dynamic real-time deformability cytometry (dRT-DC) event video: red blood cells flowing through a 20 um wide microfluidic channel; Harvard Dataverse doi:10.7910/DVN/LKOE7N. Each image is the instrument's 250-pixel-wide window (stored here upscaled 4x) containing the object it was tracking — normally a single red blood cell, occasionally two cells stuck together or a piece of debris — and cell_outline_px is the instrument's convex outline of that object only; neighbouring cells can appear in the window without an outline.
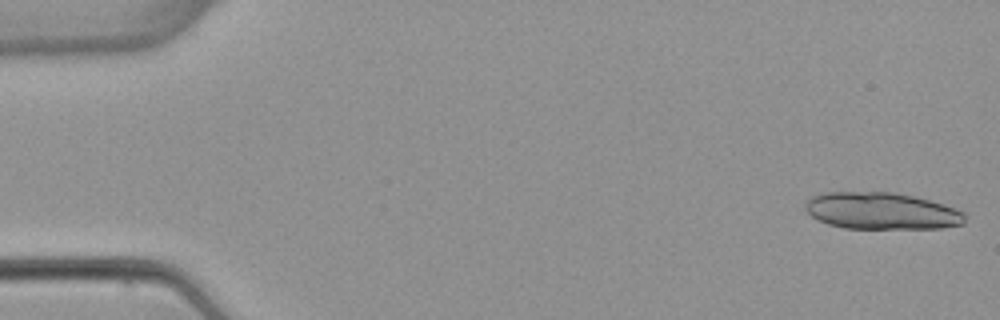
{"species": "common noctule bat (a hibernating species)", "species_latin": "Nyctalus noctula", "temperature_condition": "warm", "stored_images_in_passage": 5, "camera_frame_rate_fps": 3000, "um_per_image_px": 0.085, "animal": {"sex": "female", "body_mass_g": 22.7, "forearm_length_mm": 54.2}, "frame": {"image": 1, "passage_image": 1, "time_ms": 0.0, "image_size_px": [1000, 320], "cell_outline_px": [[964, 224], [944, 228], [844, 228], [828, 224], [812, 216], [804, 208], [804, 200], [812, 196], [824, 192], [892, 192], [912, 196], [944, 204], [964, 212]], "centroid_in_image_um": [74.9, 17.93], "position_along_channel_um": 10.1, "area_um2": 34.28}}
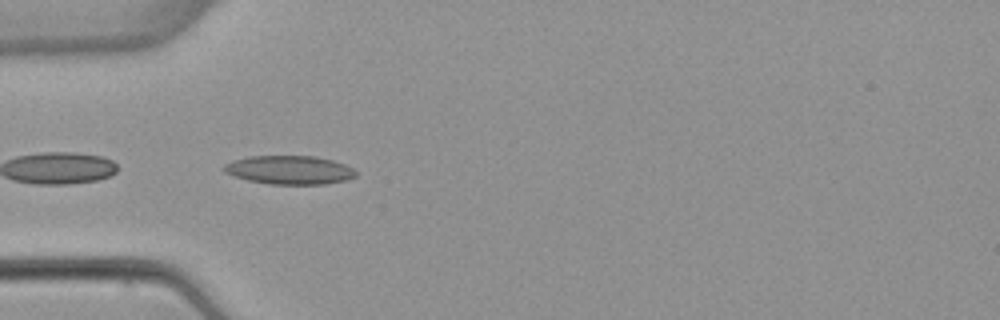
{"frame": {"image": 2, "passage_image": 5, "time_ms": 5.0, "image_size_px": [1000, 320], "cell_outline_px": [[356, 176], [348, 180], [324, 184], [268, 184], [248, 180], [224, 172], [224, 164], [232, 160], [248, 156], [316, 156], [332, 160], [344, 164], [352, 168], [356, 172]], "centroid_in_image_um": [24.61, 14.44], "position_along_channel_um": 60.4, "area_um2": 22.02}}